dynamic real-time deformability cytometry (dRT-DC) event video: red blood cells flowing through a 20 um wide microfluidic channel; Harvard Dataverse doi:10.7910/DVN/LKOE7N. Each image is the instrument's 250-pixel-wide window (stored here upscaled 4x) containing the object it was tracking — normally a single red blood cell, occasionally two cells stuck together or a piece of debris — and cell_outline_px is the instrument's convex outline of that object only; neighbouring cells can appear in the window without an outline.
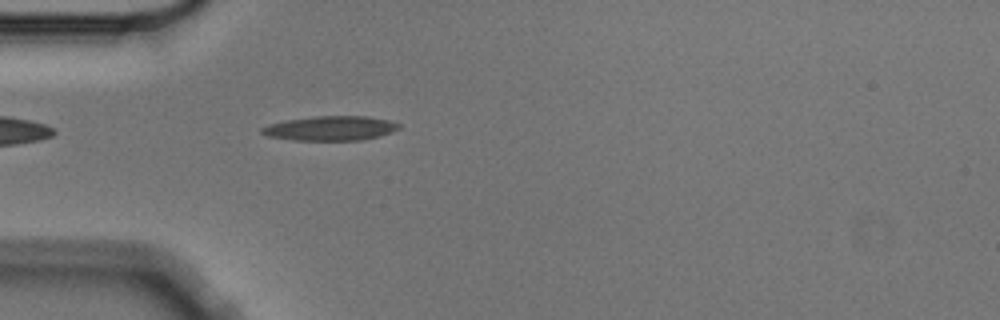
{"species": "Egyptian fruit bat (a non-hibernating species)", "species_latin": "Rousettus aegyptiacus", "temperature_condition": "cold", "stored_images_in_passage": 5, "camera_frame_rate_fps": 3000, "um_per_image_px": 0.085, "animal": {"sex": "male"}, "frame": {"image": 1, "passage_image": 5, "time_ms": 1.333, "image_size_px": [1000, 320], "cell_outline_px": [[400, 128], [392, 132], [380, 136], [360, 140], [292, 140], [268, 136], [260, 132], [260, 128], [268, 124], [288, 120], [316, 116], [368, 116], [388, 120], [400, 124]], "centroid_in_image_um": [28.1, 10.9], "position_along_channel_um": 56.9, "area_um2": 19.54}}